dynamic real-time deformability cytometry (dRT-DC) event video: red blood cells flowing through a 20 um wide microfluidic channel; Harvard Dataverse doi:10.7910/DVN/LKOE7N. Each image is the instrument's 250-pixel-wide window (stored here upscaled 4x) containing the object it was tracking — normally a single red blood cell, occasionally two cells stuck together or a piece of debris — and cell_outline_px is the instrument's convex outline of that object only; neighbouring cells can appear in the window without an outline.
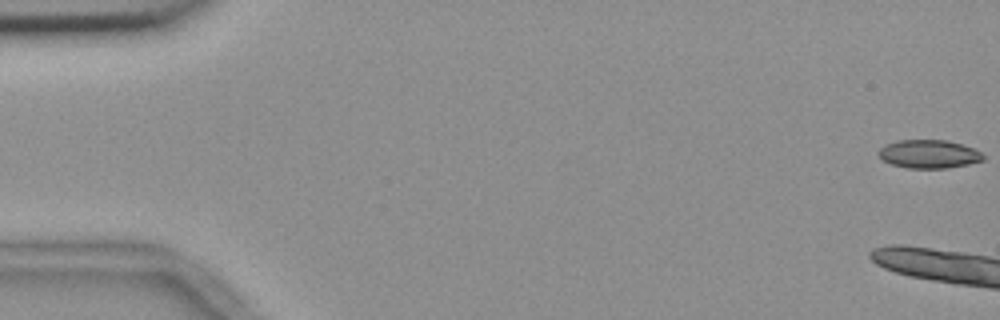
{"species": "common noctule bat (a hibernating species)", "species_latin": "Nyctalus noctula", "temperature_condition": "room temperature", "stored_images_in_passage": 5, "camera_frame_rate_fps": 3000, "um_per_image_px": 0.085, "animal": {"sex": "female", "body_mass_g": 18.4}, "frame": {"image": 1, "passage_image": 1, "time_ms": 0.0, "image_size_px": [1000, 320], "cell_outline_px": [[984, 160], [968, 164], [948, 168], [908, 168], [892, 164], [884, 160], [876, 152], [884, 144], [896, 140], [948, 140], [972, 148], [980, 152], [984, 156]], "centroid_in_image_um": [78.93, 13.09], "position_along_channel_um": 6.1, "area_um2": 17.28}}